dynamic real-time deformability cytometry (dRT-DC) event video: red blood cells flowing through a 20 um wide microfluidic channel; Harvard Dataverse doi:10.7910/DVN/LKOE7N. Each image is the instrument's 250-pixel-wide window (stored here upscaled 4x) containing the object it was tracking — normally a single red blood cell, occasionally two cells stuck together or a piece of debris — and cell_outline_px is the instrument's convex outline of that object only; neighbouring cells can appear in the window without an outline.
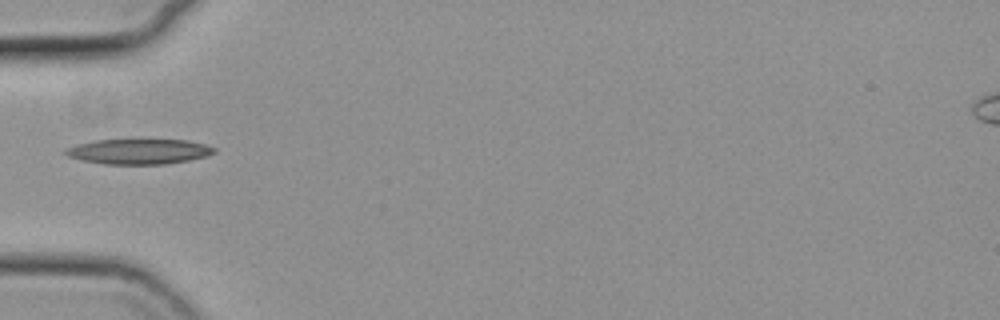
{"species": "common noctule bat (a hibernating species)", "species_latin": "Nyctalus noctula", "temperature_condition": "cold", "stored_images_in_passage": 36, "camera_frame_rate_fps": 3000, "um_per_image_px": 0.085, "animal": {"sex": "female", "body_mass_g": 19.3, "forearm_length_mm": 54.1}, "frame": {"image": 1, "passage_image": 1, "time_ms": 0.0, "image_size_px": [1000, 320], "cell_outline_px": [[216, 152], [208, 156], [188, 160], [164, 164], [104, 164], [80, 160], [68, 156], [64, 152], [68, 148], [80, 144], [96, 140], [188, 140], [204, 144], [216, 148]], "centroid_in_image_um": [11.84, 12.88], "position_along_channel_um": 73.2, "area_um2": 21.62}}
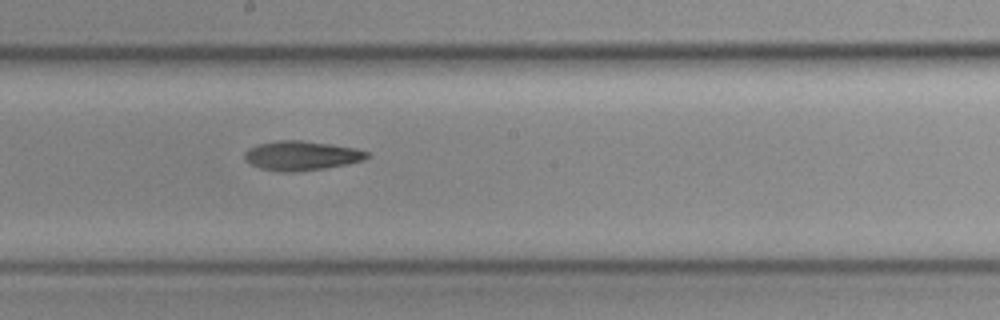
{"frame": {"image": 2, "passage_image": 13, "time_ms": 4.0, "image_size_px": [1000, 320], "cell_outline_px": [[368, 156], [364, 160], [348, 164], [324, 168], [292, 172], [280, 172], [260, 168], [244, 160], [244, 152], [248, 148], [260, 144], [276, 140], [300, 140], [328, 144], [352, 148], [368, 152]], "centroid_in_image_um": [25.57, 13.23], "position_along_channel_um": 222.6, "area_um2": 20.75}}
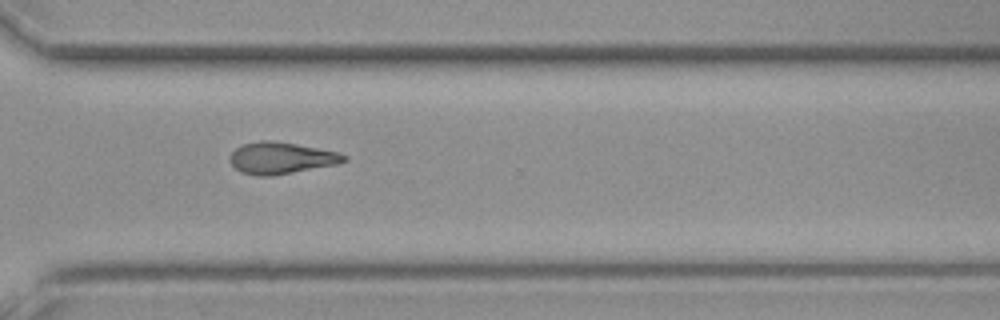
{"frame": {"image": 3, "passage_image": 23, "time_ms": 7.333, "image_size_px": [1000, 320], "cell_outline_px": [[348, 160], [336, 164], [272, 176], [260, 176], [240, 172], [232, 164], [232, 152], [236, 148], [244, 144], [260, 140], [272, 140], [296, 144], [336, 152], [348, 156]], "centroid_in_image_um": [23.9, 13.43], "position_along_channel_um": 346.7, "area_um2": 20.69}, "authors_computed_cell_mechanics": {"area_um2": 20.3745, "velocity_mm_per_s": 3.7299, "shape_relaxation_time_tau1_ms": 5.0063, "shape_relaxation_time_tau2_ms": 7.9237, "deformation_change_tau1": 0.1488, "deformation_change_tau2": 0.176}}